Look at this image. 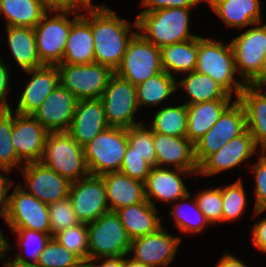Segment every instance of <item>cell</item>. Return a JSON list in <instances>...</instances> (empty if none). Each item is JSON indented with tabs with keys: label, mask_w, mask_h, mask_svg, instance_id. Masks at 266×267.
Listing matches in <instances>:
<instances>
[{
	"label": "cell",
	"mask_w": 266,
	"mask_h": 267,
	"mask_svg": "<svg viewBox=\"0 0 266 267\" xmlns=\"http://www.w3.org/2000/svg\"><path fill=\"white\" fill-rule=\"evenodd\" d=\"M83 11H87V15H82L90 22L94 36L95 63L108 66L115 72L129 41L138 32L136 19L131 24L105 4L84 6ZM132 27L136 30H131Z\"/></svg>",
	"instance_id": "1"
},
{
	"label": "cell",
	"mask_w": 266,
	"mask_h": 267,
	"mask_svg": "<svg viewBox=\"0 0 266 267\" xmlns=\"http://www.w3.org/2000/svg\"><path fill=\"white\" fill-rule=\"evenodd\" d=\"M191 11L187 8H163L140 12L136 17L138 33L159 48L198 37L190 32Z\"/></svg>",
	"instance_id": "2"
},
{
	"label": "cell",
	"mask_w": 266,
	"mask_h": 267,
	"mask_svg": "<svg viewBox=\"0 0 266 267\" xmlns=\"http://www.w3.org/2000/svg\"><path fill=\"white\" fill-rule=\"evenodd\" d=\"M195 70L210 76L231 96L239 97L245 87L242 80L236 79L235 55L229 43L198 35V57Z\"/></svg>",
	"instance_id": "3"
},
{
	"label": "cell",
	"mask_w": 266,
	"mask_h": 267,
	"mask_svg": "<svg viewBox=\"0 0 266 267\" xmlns=\"http://www.w3.org/2000/svg\"><path fill=\"white\" fill-rule=\"evenodd\" d=\"M40 162L70 182L88 176L84 147L67 132H49Z\"/></svg>",
	"instance_id": "4"
},
{
	"label": "cell",
	"mask_w": 266,
	"mask_h": 267,
	"mask_svg": "<svg viewBox=\"0 0 266 267\" xmlns=\"http://www.w3.org/2000/svg\"><path fill=\"white\" fill-rule=\"evenodd\" d=\"M128 146L127 129L107 127L84 146L85 161L91 175L120 171Z\"/></svg>",
	"instance_id": "5"
},
{
	"label": "cell",
	"mask_w": 266,
	"mask_h": 267,
	"mask_svg": "<svg viewBox=\"0 0 266 267\" xmlns=\"http://www.w3.org/2000/svg\"><path fill=\"white\" fill-rule=\"evenodd\" d=\"M88 260L127 256L132 239L115 211H108L87 224Z\"/></svg>",
	"instance_id": "6"
},
{
	"label": "cell",
	"mask_w": 266,
	"mask_h": 267,
	"mask_svg": "<svg viewBox=\"0 0 266 267\" xmlns=\"http://www.w3.org/2000/svg\"><path fill=\"white\" fill-rule=\"evenodd\" d=\"M74 15L73 19L69 16ZM81 16L76 11L47 12L34 27L37 53L44 65L62 62L71 25Z\"/></svg>",
	"instance_id": "7"
},
{
	"label": "cell",
	"mask_w": 266,
	"mask_h": 267,
	"mask_svg": "<svg viewBox=\"0 0 266 267\" xmlns=\"http://www.w3.org/2000/svg\"><path fill=\"white\" fill-rule=\"evenodd\" d=\"M60 84L78 100L100 99L115 73L111 68L99 63L56 65Z\"/></svg>",
	"instance_id": "8"
},
{
	"label": "cell",
	"mask_w": 266,
	"mask_h": 267,
	"mask_svg": "<svg viewBox=\"0 0 266 267\" xmlns=\"http://www.w3.org/2000/svg\"><path fill=\"white\" fill-rule=\"evenodd\" d=\"M100 100L109 126L127 129L143 124L134 118L139 114L136 86L116 73L111 76Z\"/></svg>",
	"instance_id": "9"
},
{
	"label": "cell",
	"mask_w": 266,
	"mask_h": 267,
	"mask_svg": "<svg viewBox=\"0 0 266 267\" xmlns=\"http://www.w3.org/2000/svg\"><path fill=\"white\" fill-rule=\"evenodd\" d=\"M163 71L160 48L137 32L129 41L126 53L115 73L137 86Z\"/></svg>",
	"instance_id": "10"
},
{
	"label": "cell",
	"mask_w": 266,
	"mask_h": 267,
	"mask_svg": "<svg viewBox=\"0 0 266 267\" xmlns=\"http://www.w3.org/2000/svg\"><path fill=\"white\" fill-rule=\"evenodd\" d=\"M247 130L246 113L243 105L235 101L221 114L213 127L195 144V158L198 166L210 155L224 146L225 142Z\"/></svg>",
	"instance_id": "11"
},
{
	"label": "cell",
	"mask_w": 266,
	"mask_h": 267,
	"mask_svg": "<svg viewBox=\"0 0 266 267\" xmlns=\"http://www.w3.org/2000/svg\"><path fill=\"white\" fill-rule=\"evenodd\" d=\"M230 40L240 80L248 85L259 73L266 55V24L257 23Z\"/></svg>",
	"instance_id": "12"
},
{
	"label": "cell",
	"mask_w": 266,
	"mask_h": 267,
	"mask_svg": "<svg viewBox=\"0 0 266 267\" xmlns=\"http://www.w3.org/2000/svg\"><path fill=\"white\" fill-rule=\"evenodd\" d=\"M3 220L9 228L29 229L51 235L48 205L26 192L19 184L9 195L8 209Z\"/></svg>",
	"instance_id": "13"
},
{
	"label": "cell",
	"mask_w": 266,
	"mask_h": 267,
	"mask_svg": "<svg viewBox=\"0 0 266 267\" xmlns=\"http://www.w3.org/2000/svg\"><path fill=\"white\" fill-rule=\"evenodd\" d=\"M69 199L80 223H91L109 211L106 188L100 175H91L71 182Z\"/></svg>",
	"instance_id": "14"
},
{
	"label": "cell",
	"mask_w": 266,
	"mask_h": 267,
	"mask_svg": "<svg viewBox=\"0 0 266 267\" xmlns=\"http://www.w3.org/2000/svg\"><path fill=\"white\" fill-rule=\"evenodd\" d=\"M20 170L25 185L19 186L41 202L49 205L69 196L71 182L41 162L25 163Z\"/></svg>",
	"instance_id": "15"
},
{
	"label": "cell",
	"mask_w": 266,
	"mask_h": 267,
	"mask_svg": "<svg viewBox=\"0 0 266 267\" xmlns=\"http://www.w3.org/2000/svg\"><path fill=\"white\" fill-rule=\"evenodd\" d=\"M181 240L162 226L154 233L133 239L128 255L133 253L130 258L151 267H167L176 257Z\"/></svg>",
	"instance_id": "16"
},
{
	"label": "cell",
	"mask_w": 266,
	"mask_h": 267,
	"mask_svg": "<svg viewBox=\"0 0 266 267\" xmlns=\"http://www.w3.org/2000/svg\"><path fill=\"white\" fill-rule=\"evenodd\" d=\"M260 153L251 133L246 130L239 136L225 142L217 152L208 156L198 167L197 175L214 176L226 170L234 169Z\"/></svg>",
	"instance_id": "17"
},
{
	"label": "cell",
	"mask_w": 266,
	"mask_h": 267,
	"mask_svg": "<svg viewBox=\"0 0 266 267\" xmlns=\"http://www.w3.org/2000/svg\"><path fill=\"white\" fill-rule=\"evenodd\" d=\"M77 103L78 99L59 83L32 116L48 132H67Z\"/></svg>",
	"instance_id": "18"
},
{
	"label": "cell",
	"mask_w": 266,
	"mask_h": 267,
	"mask_svg": "<svg viewBox=\"0 0 266 267\" xmlns=\"http://www.w3.org/2000/svg\"><path fill=\"white\" fill-rule=\"evenodd\" d=\"M48 133L32 115L13 114L11 138L17 157L23 165L40 162Z\"/></svg>",
	"instance_id": "19"
},
{
	"label": "cell",
	"mask_w": 266,
	"mask_h": 267,
	"mask_svg": "<svg viewBox=\"0 0 266 267\" xmlns=\"http://www.w3.org/2000/svg\"><path fill=\"white\" fill-rule=\"evenodd\" d=\"M153 142L157 167L165 168L169 165L197 175L199 166L195 158V147L187 137H174L153 132Z\"/></svg>",
	"instance_id": "20"
},
{
	"label": "cell",
	"mask_w": 266,
	"mask_h": 267,
	"mask_svg": "<svg viewBox=\"0 0 266 267\" xmlns=\"http://www.w3.org/2000/svg\"><path fill=\"white\" fill-rule=\"evenodd\" d=\"M190 174L193 175L190 171L171 169V167L167 168V166L165 168L152 167L151 172L144 182L146 199L153 206H156L154 202L156 200L158 202L163 201L164 203H169L170 205L175 203L174 201H177L190 192L182 179L184 175L189 176ZM153 199L155 200L153 201Z\"/></svg>",
	"instance_id": "21"
},
{
	"label": "cell",
	"mask_w": 266,
	"mask_h": 267,
	"mask_svg": "<svg viewBox=\"0 0 266 267\" xmlns=\"http://www.w3.org/2000/svg\"><path fill=\"white\" fill-rule=\"evenodd\" d=\"M31 76L21 92L15 113L32 115L45 98L60 83L56 65H44L39 68L25 70Z\"/></svg>",
	"instance_id": "22"
},
{
	"label": "cell",
	"mask_w": 266,
	"mask_h": 267,
	"mask_svg": "<svg viewBox=\"0 0 266 267\" xmlns=\"http://www.w3.org/2000/svg\"><path fill=\"white\" fill-rule=\"evenodd\" d=\"M107 127L109 125L100 99L78 100L67 133L84 147Z\"/></svg>",
	"instance_id": "23"
},
{
	"label": "cell",
	"mask_w": 266,
	"mask_h": 267,
	"mask_svg": "<svg viewBox=\"0 0 266 267\" xmlns=\"http://www.w3.org/2000/svg\"><path fill=\"white\" fill-rule=\"evenodd\" d=\"M106 188L109 211L146 201L144 182L130 178L120 171L101 175Z\"/></svg>",
	"instance_id": "24"
},
{
	"label": "cell",
	"mask_w": 266,
	"mask_h": 267,
	"mask_svg": "<svg viewBox=\"0 0 266 267\" xmlns=\"http://www.w3.org/2000/svg\"><path fill=\"white\" fill-rule=\"evenodd\" d=\"M261 0H212L208 5L227 28H246L262 22Z\"/></svg>",
	"instance_id": "25"
},
{
	"label": "cell",
	"mask_w": 266,
	"mask_h": 267,
	"mask_svg": "<svg viewBox=\"0 0 266 267\" xmlns=\"http://www.w3.org/2000/svg\"><path fill=\"white\" fill-rule=\"evenodd\" d=\"M237 99L244 107L247 130L256 147L260 152L266 151V91L245 85Z\"/></svg>",
	"instance_id": "26"
},
{
	"label": "cell",
	"mask_w": 266,
	"mask_h": 267,
	"mask_svg": "<svg viewBox=\"0 0 266 267\" xmlns=\"http://www.w3.org/2000/svg\"><path fill=\"white\" fill-rule=\"evenodd\" d=\"M115 212L132 240L154 233L162 227L161 217L157 215L158 207L148 200L122 207Z\"/></svg>",
	"instance_id": "27"
},
{
	"label": "cell",
	"mask_w": 266,
	"mask_h": 267,
	"mask_svg": "<svg viewBox=\"0 0 266 267\" xmlns=\"http://www.w3.org/2000/svg\"><path fill=\"white\" fill-rule=\"evenodd\" d=\"M94 58V36L90 22L82 15L71 25L61 63L91 64Z\"/></svg>",
	"instance_id": "28"
},
{
	"label": "cell",
	"mask_w": 266,
	"mask_h": 267,
	"mask_svg": "<svg viewBox=\"0 0 266 267\" xmlns=\"http://www.w3.org/2000/svg\"><path fill=\"white\" fill-rule=\"evenodd\" d=\"M235 100H212L187 105L188 128L186 137L195 144L218 121L221 114Z\"/></svg>",
	"instance_id": "29"
},
{
	"label": "cell",
	"mask_w": 266,
	"mask_h": 267,
	"mask_svg": "<svg viewBox=\"0 0 266 267\" xmlns=\"http://www.w3.org/2000/svg\"><path fill=\"white\" fill-rule=\"evenodd\" d=\"M6 35L10 53L21 70L44 66L37 53L34 28L6 26Z\"/></svg>",
	"instance_id": "30"
},
{
	"label": "cell",
	"mask_w": 266,
	"mask_h": 267,
	"mask_svg": "<svg viewBox=\"0 0 266 267\" xmlns=\"http://www.w3.org/2000/svg\"><path fill=\"white\" fill-rule=\"evenodd\" d=\"M183 88L188 100L186 105L198 104L212 100H234L219 83L210 76L192 71L185 73L184 78L177 81V90Z\"/></svg>",
	"instance_id": "31"
},
{
	"label": "cell",
	"mask_w": 266,
	"mask_h": 267,
	"mask_svg": "<svg viewBox=\"0 0 266 267\" xmlns=\"http://www.w3.org/2000/svg\"><path fill=\"white\" fill-rule=\"evenodd\" d=\"M163 70L175 77L195 71L198 57V37L160 48Z\"/></svg>",
	"instance_id": "32"
},
{
	"label": "cell",
	"mask_w": 266,
	"mask_h": 267,
	"mask_svg": "<svg viewBox=\"0 0 266 267\" xmlns=\"http://www.w3.org/2000/svg\"><path fill=\"white\" fill-rule=\"evenodd\" d=\"M177 77L160 72L136 86L137 104L139 109L147 105L155 106L168 100L177 91Z\"/></svg>",
	"instance_id": "33"
},
{
	"label": "cell",
	"mask_w": 266,
	"mask_h": 267,
	"mask_svg": "<svg viewBox=\"0 0 266 267\" xmlns=\"http://www.w3.org/2000/svg\"><path fill=\"white\" fill-rule=\"evenodd\" d=\"M46 13L38 0H1L6 26L34 28Z\"/></svg>",
	"instance_id": "34"
},
{
	"label": "cell",
	"mask_w": 266,
	"mask_h": 267,
	"mask_svg": "<svg viewBox=\"0 0 266 267\" xmlns=\"http://www.w3.org/2000/svg\"><path fill=\"white\" fill-rule=\"evenodd\" d=\"M191 195L188 192L184 197L173 204V210L169 212L174 219V226L184 234H200L210 222L200 211L195 196L189 201ZM179 202V203H178Z\"/></svg>",
	"instance_id": "35"
},
{
	"label": "cell",
	"mask_w": 266,
	"mask_h": 267,
	"mask_svg": "<svg viewBox=\"0 0 266 267\" xmlns=\"http://www.w3.org/2000/svg\"><path fill=\"white\" fill-rule=\"evenodd\" d=\"M10 230L17 234V246L20 247L18 248L20 253L15 254L14 259L10 262L21 266H35L52 236L45 232L29 229L10 228Z\"/></svg>",
	"instance_id": "36"
},
{
	"label": "cell",
	"mask_w": 266,
	"mask_h": 267,
	"mask_svg": "<svg viewBox=\"0 0 266 267\" xmlns=\"http://www.w3.org/2000/svg\"><path fill=\"white\" fill-rule=\"evenodd\" d=\"M153 132L174 137H186L188 128L187 105H168L154 114L151 125Z\"/></svg>",
	"instance_id": "37"
},
{
	"label": "cell",
	"mask_w": 266,
	"mask_h": 267,
	"mask_svg": "<svg viewBox=\"0 0 266 267\" xmlns=\"http://www.w3.org/2000/svg\"><path fill=\"white\" fill-rule=\"evenodd\" d=\"M245 191L240 178L232 184L221 187L222 223L237 221L243 216L248 204Z\"/></svg>",
	"instance_id": "38"
},
{
	"label": "cell",
	"mask_w": 266,
	"mask_h": 267,
	"mask_svg": "<svg viewBox=\"0 0 266 267\" xmlns=\"http://www.w3.org/2000/svg\"><path fill=\"white\" fill-rule=\"evenodd\" d=\"M13 112L14 110L0 111V168L9 171L23 166L11 138Z\"/></svg>",
	"instance_id": "39"
},
{
	"label": "cell",
	"mask_w": 266,
	"mask_h": 267,
	"mask_svg": "<svg viewBox=\"0 0 266 267\" xmlns=\"http://www.w3.org/2000/svg\"><path fill=\"white\" fill-rule=\"evenodd\" d=\"M52 237L81 260H88L87 224L79 223L73 227H68L57 232Z\"/></svg>",
	"instance_id": "40"
},
{
	"label": "cell",
	"mask_w": 266,
	"mask_h": 267,
	"mask_svg": "<svg viewBox=\"0 0 266 267\" xmlns=\"http://www.w3.org/2000/svg\"><path fill=\"white\" fill-rule=\"evenodd\" d=\"M82 260L53 237L39 256L36 267H73Z\"/></svg>",
	"instance_id": "41"
},
{
	"label": "cell",
	"mask_w": 266,
	"mask_h": 267,
	"mask_svg": "<svg viewBox=\"0 0 266 267\" xmlns=\"http://www.w3.org/2000/svg\"><path fill=\"white\" fill-rule=\"evenodd\" d=\"M140 124L127 128L128 145L133 148V152L143 156L153 167L156 166V152L153 142V131Z\"/></svg>",
	"instance_id": "42"
},
{
	"label": "cell",
	"mask_w": 266,
	"mask_h": 267,
	"mask_svg": "<svg viewBox=\"0 0 266 267\" xmlns=\"http://www.w3.org/2000/svg\"><path fill=\"white\" fill-rule=\"evenodd\" d=\"M51 236L80 223L73 210L69 197L48 205Z\"/></svg>",
	"instance_id": "43"
},
{
	"label": "cell",
	"mask_w": 266,
	"mask_h": 267,
	"mask_svg": "<svg viewBox=\"0 0 266 267\" xmlns=\"http://www.w3.org/2000/svg\"><path fill=\"white\" fill-rule=\"evenodd\" d=\"M200 211L211 225L222 223V197L221 186L207 188L197 192L195 196Z\"/></svg>",
	"instance_id": "44"
},
{
	"label": "cell",
	"mask_w": 266,
	"mask_h": 267,
	"mask_svg": "<svg viewBox=\"0 0 266 267\" xmlns=\"http://www.w3.org/2000/svg\"><path fill=\"white\" fill-rule=\"evenodd\" d=\"M258 156L259 160L251 166L255 178L254 217L266 211V151H261Z\"/></svg>",
	"instance_id": "45"
},
{
	"label": "cell",
	"mask_w": 266,
	"mask_h": 267,
	"mask_svg": "<svg viewBox=\"0 0 266 267\" xmlns=\"http://www.w3.org/2000/svg\"><path fill=\"white\" fill-rule=\"evenodd\" d=\"M152 165L146 161L143 156L133 152L131 146H127L124 159L120 168V172L130 178L146 181L147 176L151 172Z\"/></svg>",
	"instance_id": "46"
},
{
	"label": "cell",
	"mask_w": 266,
	"mask_h": 267,
	"mask_svg": "<svg viewBox=\"0 0 266 267\" xmlns=\"http://www.w3.org/2000/svg\"><path fill=\"white\" fill-rule=\"evenodd\" d=\"M200 2L205 0H141L140 7H144L141 12H152L163 8L194 9Z\"/></svg>",
	"instance_id": "47"
},
{
	"label": "cell",
	"mask_w": 266,
	"mask_h": 267,
	"mask_svg": "<svg viewBox=\"0 0 266 267\" xmlns=\"http://www.w3.org/2000/svg\"><path fill=\"white\" fill-rule=\"evenodd\" d=\"M47 12L82 11L84 5L79 0H38Z\"/></svg>",
	"instance_id": "48"
},
{
	"label": "cell",
	"mask_w": 266,
	"mask_h": 267,
	"mask_svg": "<svg viewBox=\"0 0 266 267\" xmlns=\"http://www.w3.org/2000/svg\"><path fill=\"white\" fill-rule=\"evenodd\" d=\"M10 69L7 64L0 58V111L12 110L10 104H8L7 94L10 86Z\"/></svg>",
	"instance_id": "49"
},
{
	"label": "cell",
	"mask_w": 266,
	"mask_h": 267,
	"mask_svg": "<svg viewBox=\"0 0 266 267\" xmlns=\"http://www.w3.org/2000/svg\"><path fill=\"white\" fill-rule=\"evenodd\" d=\"M1 172H4L9 175L11 171L0 168V217L4 219V215L7 212L9 204L8 193L9 190L12 188L14 181L4 176V173Z\"/></svg>",
	"instance_id": "50"
},
{
	"label": "cell",
	"mask_w": 266,
	"mask_h": 267,
	"mask_svg": "<svg viewBox=\"0 0 266 267\" xmlns=\"http://www.w3.org/2000/svg\"><path fill=\"white\" fill-rule=\"evenodd\" d=\"M251 230L252 244L258 250L266 253V218L258 221Z\"/></svg>",
	"instance_id": "51"
},
{
	"label": "cell",
	"mask_w": 266,
	"mask_h": 267,
	"mask_svg": "<svg viewBox=\"0 0 266 267\" xmlns=\"http://www.w3.org/2000/svg\"><path fill=\"white\" fill-rule=\"evenodd\" d=\"M98 263L99 260H102ZM90 267H124V256L103 257L88 260Z\"/></svg>",
	"instance_id": "52"
},
{
	"label": "cell",
	"mask_w": 266,
	"mask_h": 267,
	"mask_svg": "<svg viewBox=\"0 0 266 267\" xmlns=\"http://www.w3.org/2000/svg\"><path fill=\"white\" fill-rule=\"evenodd\" d=\"M215 267H248L242 260L232 255L229 252H225L223 257L219 260Z\"/></svg>",
	"instance_id": "53"
},
{
	"label": "cell",
	"mask_w": 266,
	"mask_h": 267,
	"mask_svg": "<svg viewBox=\"0 0 266 267\" xmlns=\"http://www.w3.org/2000/svg\"><path fill=\"white\" fill-rule=\"evenodd\" d=\"M248 85L260 90L266 89V55L263 58L259 73Z\"/></svg>",
	"instance_id": "54"
},
{
	"label": "cell",
	"mask_w": 266,
	"mask_h": 267,
	"mask_svg": "<svg viewBox=\"0 0 266 267\" xmlns=\"http://www.w3.org/2000/svg\"><path fill=\"white\" fill-rule=\"evenodd\" d=\"M13 247L10 245L8 240H0V261L5 260V255L8 254V252L12 249Z\"/></svg>",
	"instance_id": "55"
},
{
	"label": "cell",
	"mask_w": 266,
	"mask_h": 267,
	"mask_svg": "<svg viewBox=\"0 0 266 267\" xmlns=\"http://www.w3.org/2000/svg\"><path fill=\"white\" fill-rule=\"evenodd\" d=\"M124 267H151V266L133 260L132 258H130V255H128V257L126 258V255H125L124 256Z\"/></svg>",
	"instance_id": "56"
},
{
	"label": "cell",
	"mask_w": 266,
	"mask_h": 267,
	"mask_svg": "<svg viewBox=\"0 0 266 267\" xmlns=\"http://www.w3.org/2000/svg\"><path fill=\"white\" fill-rule=\"evenodd\" d=\"M73 267H90V264L88 260H82L80 263Z\"/></svg>",
	"instance_id": "57"
},
{
	"label": "cell",
	"mask_w": 266,
	"mask_h": 267,
	"mask_svg": "<svg viewBox=\"0 0 266 267\" xmlns=\"http://www.w3.org/2000/svg\"><path fill=\"white\" fill-rule=\"evenodd\" d=\"M6 267H36V266H21L11 263L9 260H6Z\"/></svg>",
	"instance_id": "58"
},
{
	"label": "cell",
	"mask_w": 266,
	"mask_h": 267,
	"mask_svg": "<svg viewBox=\"0 0 266 267\" xmlns=\"http://www.w3.org/2000/svg\"><path fill=\"white\" fill-rule=\"evenodd\" d=\"M84 6H92V5H96L94 3H92V0H79Z\"/></svg>",
	"instance_id": "59"
},
{
	"label": "cell",
	"mask_w": 266,
	"mask_h": 267,
	"mask_svg": "<svg viewBox=\"0 0 266 267\" xmlns=\"http://www.w3.org/2000/svg\"><path fill=\"white\" fill-rule=\"evenodd\" d=\"M0 240H7V239L4 237L3 231H1V230H0Z\"/></svg>",
	"instance_id": "60"
},
{
	"label": "cell",
	"mask_w": 266,
	"mask_h": 267,
	"mask_svg": "<svg viewBox=\"0 0 266 267\" xmlns=\"http://www.w3.org/2000/svg\"><path fill=\"white\" fill-rule=\"evenodd\" d=\"M212 0H205V4H209Z\"/></svg>",
	"instance_id": "61"
},
{
	"label": "cell",
	"mask_w": 266,
	"mask_h": 267,
	"mask_svg": "<svg viewBox=\"0 0 266 267\" xmlns=\"http://www.w3.org/2000/svg\"><path fill=\"white\" fill-rule=\"evenodd\" d=\"M2 266L6 267V261L5 260L3 261V265Z\"/></svg>",
	"instance_id": "62"
},
{
	"label": "cell",
	"mask_w": 266,
	"mask_h": 267,
	"mask_svg": "<svg viewBox=\"0 0 266 267\" xmlns=\"http://www.w3.org/2000/svg\"><path fill=\"white\" fill-rule=\"evenodd\" d=\"M0 16H1V0H0Z\"/></svg>",
	"instance_id": "63"
}]
</instances>
